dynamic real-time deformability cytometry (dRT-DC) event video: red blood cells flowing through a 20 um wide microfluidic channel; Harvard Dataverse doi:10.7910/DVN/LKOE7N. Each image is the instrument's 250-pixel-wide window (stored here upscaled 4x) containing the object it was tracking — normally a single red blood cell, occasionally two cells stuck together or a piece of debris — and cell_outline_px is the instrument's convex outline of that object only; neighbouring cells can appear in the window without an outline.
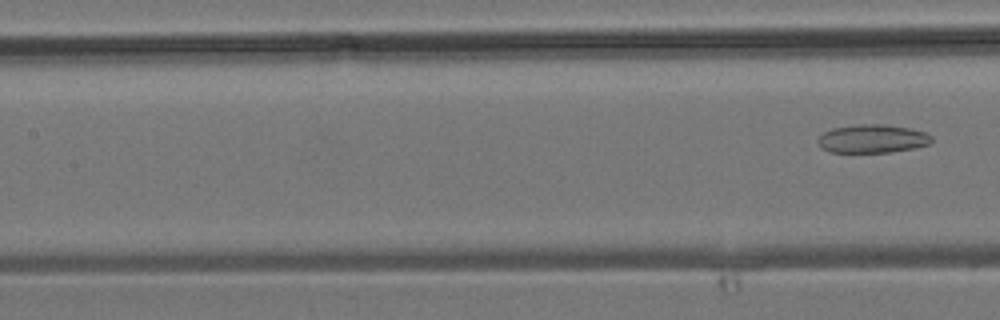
{"species": "common noctule bat (a hibernating species)", "species_latin": "Nyctalus noctula", "temperature_condition": "room temperature", "stored_images_in_passage": 7, "camera_frame_rate_fps": 3000, "um_per_image_px": 0.085, "animal": {"sex": "male", "body_mass_g": 19.2, "forearm_length_mm": 51.8}, "frame": {"image": 1, "passage_image": 7, "time_ms": 2.0, "image_size_px": [1000, 320], "cell_outline_px": [[932, 140], [928, 144], [912, 148], [892, 152], [828, 152], [816, 140], [824, 132], [832, 128], [860, 124], [884, 124], [908, 128], [928, 132], [932, 136]], "centroid_in_image_um": [74.17, 11.78], "position_along_channel_um": 133.2, "area_um2": 18.73}}